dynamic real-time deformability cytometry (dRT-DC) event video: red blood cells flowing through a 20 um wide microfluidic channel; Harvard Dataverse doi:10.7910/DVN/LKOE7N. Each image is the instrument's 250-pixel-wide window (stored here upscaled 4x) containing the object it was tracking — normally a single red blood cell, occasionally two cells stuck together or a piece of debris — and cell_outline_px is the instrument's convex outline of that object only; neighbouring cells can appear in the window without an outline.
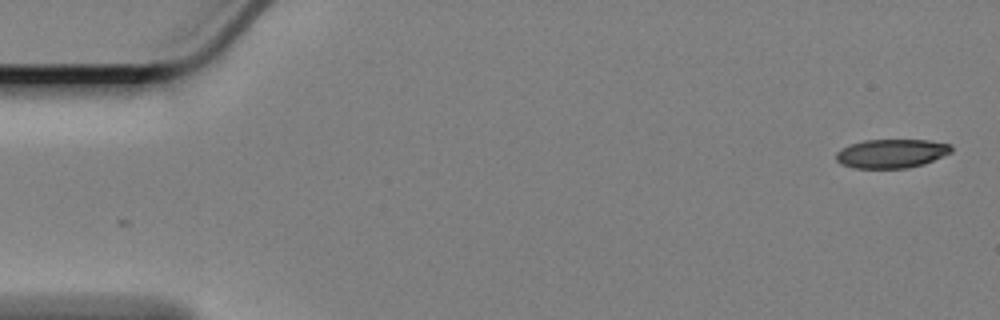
{"species": "Egyptian fruit bat (a non-hibernating species)", "species_latin": "Rousettus aegyptiacus", "temperature_condition": "cold", "stored_images_in_passage": 58, "camera_frame_rate_fps": 3000, "um_per_image_px": 0.085, "animal": {"sex": "female"}, "frame": {"image": 1, "passage_image": 1, "time_ms": 0.0, "image_size_px": [1000, 320], "cell_outline_px": [[952, 152], [924, 164], [908, 168], [852, 168], [840, 164], [836, 160], [836, 152], [840, 148], [864, 140], [928, 140], [948, 144], [952, 148]], "centroid_in_image_um": [75.74, 13.05], "position_along_channel_um": 9.3, "area_um2": 19.42}}
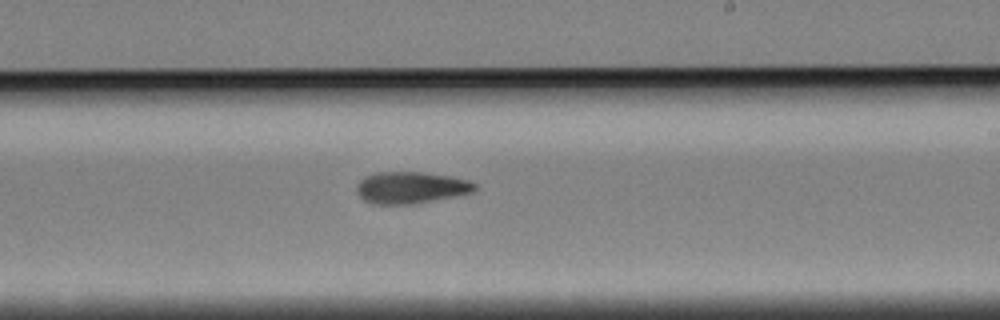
{"frame": {"image": 2, "passage_image": 34, "time_ms": 11.0, "image_size_px": [1000, 320], "cell_outline_px": [[476, 188], [472, 192], [416, 204], [372, 204], [364, 200], [356, 192], [356, 188], [360, 180], [376, 172], [420, 172], [468, 180], [476, 184]], "centroid_in_image_um": [34.88, 15.96], "position_along_channel_um": 254.1, "area_um2": 21.56}}
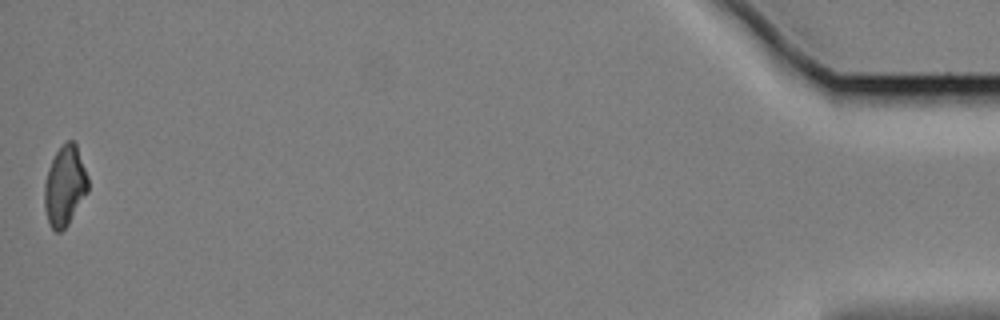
{"frame": {"image": 3, "passage_image": 58, "time_ms": 19.0, "image_size_px": [1000, 320], "cell_outline_px": [[88, 192], [68, 224], [60, 232], [56, 232], [48, 224], [44, 208], [44, 184], [52, 160], [56, 152], [68, 140], [72, 140], [76, 144], [88, 176]], "centroid_in_image_um": [5.51, 15.83], "position_along_channel_um": 429.7, "area_um2": 20.23}, "authors_computed_cell_mechanics": {"area_um2": 21.3571, "velocity_mm_per_s": 3.359, "shape_relaxation_time_tau1_ms": 4.5729, "shape_relaxation_time_tau2_ms": 8.8008, "deformation_change_tau1": 0.1564, "deformation_change_tau2": 0.1837}}